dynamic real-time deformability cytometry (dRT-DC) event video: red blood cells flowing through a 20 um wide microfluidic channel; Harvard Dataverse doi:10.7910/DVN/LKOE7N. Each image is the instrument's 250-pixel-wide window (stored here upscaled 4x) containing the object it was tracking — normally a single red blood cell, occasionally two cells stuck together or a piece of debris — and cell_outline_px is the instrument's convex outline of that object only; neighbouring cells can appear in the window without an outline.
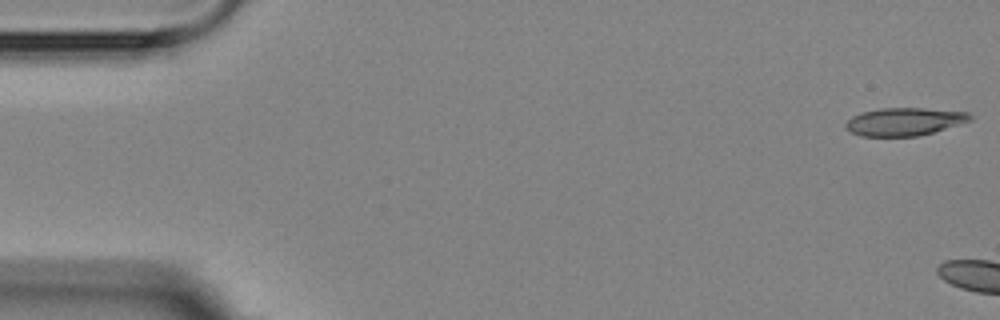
{"species": "Egyptian fruit bat (a non-hibernating species)", "species_latin": "Rousettus aegyptiacus", "temperature_condition": "room temperature", "stored_images_in_passage": 2, "camera_frame_rate_fps": 3000, "um_per_image_px": 0.085, "animal": {"sex": "female"}, "frame": {"image": 1, "passage_image": 1, "time_ms": 0.0, "image_size_px": [1000, 320], "cell_outline_px": [[972, 120], [960, 124], [932, 132], [916, 136], [860, 136], [848, 132], [844, 128], [844, 124], [852, 116], [860, 112], [880, 108], [924, 108], [968, 112], [972, 116]], "centroid_in_image_um": [76.81, 10.34], "position_along_channel_um": 8.2, "area_um2": 20.35}}